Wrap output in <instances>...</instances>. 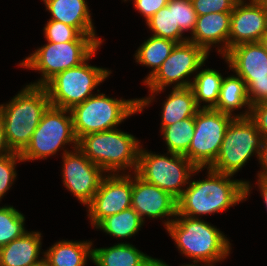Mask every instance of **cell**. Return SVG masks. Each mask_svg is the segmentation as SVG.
<instances>
[{"label": "cell", "instance_id": "obj_1", "mask_svg": "<svg viewBox=\"0 0 267 266\" xmlns=\"http://www.w3.org/2000/svg\"><path fill=\"white\" fill-rule=\"evenodd\" d=\"M207 170L206 179L189 181V186L177 199V214L199 218L203 214L219 213L250 195L249 181L231 180L233 175Z\"/></svg>", "mask_w": 267, "mask_h": 266}, {"label": "cell", "instance_id": "obj_2", "mask_svg": "<svg viewBox=\"0 0 267 266\" xmlns=\"http://www.w3.org/2000/svg\"><path fill=\"white\" fill-rule=\"evenodd\" d=\"M166 230L180 252L193 259L194 265L220 262L229 256L232 249L223 232L199 218L177 214Z\"/></svg>", "mask_w": 267, "mask_h": 266}, {"label": "cell", "instance_id": "obj_3", "mask_svg": "<svg viewBox=\"0 0 267 266\" xmlns=\"http://www.w3.org/2000/svg\"><path fill=\"white\" fill-rule=\"evenodd\" d=\"M49 106L46 89L32 85H26L10 102L0 104L5 138L12 152L20 154L26 148Z\"/></svg>", "mask_w": 267, "mask_h": 266}, {"label": "cell", "instance_id": "obj_4", "mask_svg": "<svg viewBox=\"0 0 267 266\" xmlns=\"http://www.w3.org/2000/svg\"><path fill=\"white\" fill-rule=\"evenodd\" d=\"M78 148L105 173L119 174L132 168L136 172L141 145L132 134L115 128L82 136Z\"/></svg>", "mask_w": 267, "mask_h": 266}, {"label": "cell", "instance_id": "obj_5", "mask_svg": "<svg viewBox=\"0 0 267 266\" xmlns=\"http://www.w3.org/2000/svg\"><path fill=\"white\" fill-rule=\"evenodd\" d=\"M77 140L82 136L115 129L126 118L138 112V99L110 98L95 94L71 110Z\"/></svg>", "mask_w": 267, "mask_h": 266}, {"label": "cell", "instance_id": "obj_6", "mask_svg": "<svg viewBox=\"0 0 267 266\" xmlns=\"http://www.w3.org/2000/svg\"><path fill=\"white\" fill-rule=\"evenodd\" d=\"M208 56L209 54L202 47L192 42L176 44L161 67L144 83L148 86L151 97L149 95L138 99V112H142L144 107L149 106L154 96L167 86L176 83L173 88H189L192 80H184V78L198 72L197 70L203 67Z\"/></svg>", "mask_w": 267, "mask_h": 266}, {"label": "cell", "instance_id": "obj_7", "mask_svg": "<svg viewBox=\"0 0 267 266\" xmlns=\"http://www.w3.org/2000/svg\"><path fill=\"white\" fill-rule=\"evenodd\" d=\"M103 41H70L53 43L36 49L34 53L26 57L19 66L41 72V78L29 85L44 86L58 73L77 67L85 62Z\"/></svg>", "mask_w": 267, "mask_h": 266}, {"label": "cell", "instance_id": "obj_8", "mask_svg": "<svg viewBox=\"0 0 267 266\" xmlns=\"http://www.w3.org/2000/svg\"><path fill=\"white\" fill-rule=\"evenodd\" d=\"M94 55L95 52L81 65L58 73L43 86L50 106L71 110L94 95L92 91L111 73L105 68L87 63Z\"/></svg>", "mask_w": 267, "mask_h": 266}, {"label": "cell", "instance_id": "obj_9", "mask_svg": "<svg viewBox=\"0 0 267 266\" xmlns=\"http://www.w3.org/2000/svg\"><path fill=\"white\" fill-rule=\"evenodd\" d=\"M170 154V157L168 156ZM202 168H196L184 155L167 152L164 155L140 148L136 174L178 199L189 179Z\"/></svg>", "mask_w": 267, "mask_h": 266}, {"label": "cell", "instance_id": "obj_10", "mask_svg": "<svg viewBox=\"0 0 267 266\" xmlns=\"http://www.w3.org/2000/svg\"><path fill=\"white\" fill-rule=\"evenodd\" d=\"M263 137L249 118H233L226 128L221 148L209 169L234 175L251 156L259 158Z\"/></svg>", "mask_w": 267, "mask_h": 266}, {"label": "cell", "instance_id": "obj_11", "mask_svg": "<svg viewBox=\"0 0 267 266\" xmlns=\"http://www.w3.org/2000/svg\"><path fill=\"white\" fill-rule=\"evenodd\" d=\"M72 143L74 150L78 147V140L73 129L71 111L49 106L20 156L23 162L46 159L56 154L59 149H63L64 145Z\"/></svg>", "mask_w": 267, "mask_h": 266}, {"label": "cell", "instance_id": "obj_12", "mask_svg": "<svg viewBox=\"0 0 267 266\" xmlns=\"http://www.w3.org/2000/svg\"><path fill=\"white\" fill-rule=\"evenodd\" d=\"M233 118L214 109L201 108L196 112L194 135L184 155L196 168H209L214 163Z\"/></svg>", "mask_w": 267, "mask_h": 266}, {"label": "cell", "instance_id": "obj_13", "mask_svg": "<svg viewBox=\"0 0 267 266\" xmlns=\"http://www.w3.org/2000/svg\"><path fill=\"white\" fill-rule=\"evenodd\" d=\"M229 68L247 87L251 105L267 102V52L259 42L232 47L224 56Z\"/></svg>", "mask_w": 267, "mask_h": 266}, {"label": "cell", "instance_id": "obj_14", "mask_svg": "<svg viewBox=\"0 0 267 266\" xmlns=\"http://www.w3.org/2000/svg\"><path fill=\"white\" fill-rule=\"evenodd\" d=\"M105 174L92 201L87 205L88 218L95 227L107 216L131 208L133 177L131 174Z\"/></svg>", "mask_w": 267, "mask_h": 266}, {"label": "cell", "instance_id": "obj_15", "mask_svg": "<svg viewBox=\"0 0 267 266\" xmlns=\"http://www.w3.org/2000/svg\"><path fill=\"white\" fill-rule=\"evenodd\" d=\"M62 155L64 186L82 204L87 206L105 176L103 175L104 171L92 163L78 147L74 151L64 150Z\"/></svg>", "mask_w": 267, "mask_h": 266}, {"label": "cell", "instance_id": "obj_16", "mask_svg": "<svg viewBox=\"0 0 267 266\" xmlns=\"http://www.w3.org/2000/svg\"><path fill=\"white\" fill-rule=\"evenodd\" d=\"M239 0L230 19L229 50L243 43L259 42L267 31V7L262 0Z\"/></svg>", "mask_w": 267, "mask_h": 266}, {"label": "cell", "instance_id": "obj_17", "mask_svg": "<svg viewBox=\"0 0 267 266\" xmlns=\"http://www.w3.org/2000/svg\"><path fill=\"white\" fill-rule=\"evenodd\" d=\"M133 189L131 198V207L139 214L144 222L145 216L152 219L167 217L163 222L165 228L171 223L168 220L177 215V199L170 193L160 189L158 186L150 184L133 173Z\"/></svg>", "mask_w": 267, "mask_h": 266}, {"label": "cell", "instance_id": "obj_18", "mask_svg": "<svg viewBox=\"0 0 267 266\" xmlns=\"http://www.w3.org/2000/svg\"><path fill=\"white\" fill-rule=\"evenodd\" d=\"M231 12H212L198 16L192 36H188V41L202 47L210 54L213 44H221L217 47L219 54L224 56L229 51Z\"/></svg>", "mask_w": 267, "mask_h": 266}, {"label": "cell", "instance_id": "obj_19", "mask_svg": "<svg viewBox=\"0 0 267 266\" xmlns=\"http://www.w3.org/2000/svg\"><path fill=\"white\" fill-rule=\"evenodd\" d=\"M51 13L49 20L75 27L83 35H96L85 0H43Z\"/></svg>", "mask_w": 267, "mask_h": 266}, {"label": "cell", "instance_id": "obj_20", "mask_svg": "<svg viewBox=\"0 0 267 266\" xmlns=\"http://www.w3.org/2000/svg\"><path fill=\"white\" fill-rule=\"evenodd\" d=\"M41 233L26 232L0 248V266H33L44 257H39ZM41 258V259H39Z\"/></svg>", "mask_w": 267, "mask_h": 266}, {"label": "cell", "instance_id": "obj_21", "mask_svg": "<svg viewBox=\"0 0 267 266\" xmlns=\"http://www.w3.org/2000/svg\"><path fill=\"white\" fill-rule=\"evenodd\" d=\"M243 106L247 108L244 111L245 113L242 112L237 115L232 113L235 110L242 109ZM250 107L245 81L237 75L223 77L219 99L213 109L234 118H246L249 117Z\"/></svg>", "mask_w": 267, "mask_h": 266}, {"label": "cell", "instance_id": "obj_22", "mask_svg": "<svg viewBox=\"0 0 267 266\" xmlns=\"http://www.w3.org/2000/svg\"><path fill=\"white\" fill-rule=\"evenodd\" d=\"M91 247V241L62 240L47 249L43 256L50 266H85L88 258L92 261Z\"/></svg>", "mask_w": 267, "mask_h": 266}, {"label": "cell", "instance_id": "obj_23", "mask_svg": "<svg viewBox=\"0 0 267 266\" xmlns=\"http://www.w3.org/2000/svg\"><path fill=\"white\" fill-rule=\"evenodd\" d=\"M153 257L147 256L130 243H117L94 248L92 261L96 266H145Z\"/></svg>", "mask_w": 267, "mask_h": 266}, {"label": "cell", "instance_id": "obj_24", "mask_svg": "<svg viewBox=\"0 0 267 266\" xmlns=\"http://www.w3.org/2000/svg\"><path fill=\"white\" fill-rule=\"evenodd\" d=\"M199 108L196 105L192 89L173 88L162 106L161 127L174 124L177 121L194 117Z\"/></svg>", "mask_w": 267, "mask_h": 266}, {"label": "cell", "instance_id": "obj_25", "mask_svg": "<svg viewBox=\"0 0 267 266\" xmlns=\"http://www.w3.org/2000/svg\"><path fill=\"white\" fill-rule=\"evenodd\" d=\"M223 76L215 69H202L196 73L190 88L195 97L196 105L201 109V103H207L202 106V109H213L219 99L221 82Z\"/></svg>", "mask_w": 267, "mask_h": 266}, {"label": "cell", "instance_id": "obj_26", "mask_svg": "<svg viewBox=\"0 0 267 266\" xmlns=\"http://www.w3.org/2000/svg\"><path fill=\"white\" fill-rule=\"evenodd\" d=\"M176 44L172 40L152 35L139 46L135 53L136 62L152 69L145 77L144 83L161 67V64L170 55Z\"/></svg>", "mask_w": 267, "mask_h": 266}, {"label": "cell", "instance_id": "obj_27", "mask_svg": "<svg viewBox=\"0 0 267 266\" xmlns=\"http://www.w3.org/2000/svg\"><path fill=\"white\" fill-rule=\"evenodd\" d=\"M143 223L139 214L131 207L117 214L107 216L95 228L101 229L113 237L127 239L135 236Z\"/></svg>", "mask_w": 267, "mask_h": 266}, {"label": "cell", "instance_id": "obj_28", "mask_svg": "<svg viewBox=\"0 0 267 266\" xmlns=\"http://www.w3.org/2000/svg\"><path fill=\"white\" fill-rule=\"evenodd\" d=\"M195 130V116L161 127L169 153L185 155L190 147Z\"/></svg>", "mask_w": 267, "mask_h": 266}, {"label": "cell", "instance_id": "obj_29", "mask_svg": "<svg viewBox=\"0 0 267 266\" xmlns=\"http://www.w3.org/2000/svg\"><path fill=\"white\" fill-rule=\"evenodd\" d=\"M146 24L152 30L153 36L169 39L177 44L188 41L187 37H183L182 30L175 27L174 0H169L167 6L149 18Z\"/></svg>", "mask_w": 267, "mask_h": 266}, {"label": "cell", "instance_id": "obj_30", "mask_svg": "<svg viewBox=\"0 0 267 266\" xmlns=\"http://www.w3.org/2000/svg\"><path fill=\"white\" fill-rule=\"evenodd\" d=\"M24 215L13 206L0 207V248L24 235Z\"/></svg>", "mask_w": 267, "mask_h": 266}, {"label": "cell", "instance_id": "obj_31", "mask_svg": "<svg viewBox=\"0 0 267 266\" xmlns=\"http://www.w3.org/2000/svg\"><path fill=\"white\" fill-rule=\"evenodd\" d=\"M44 35L48 42L61 43L70 41H103L97 35H83L75 27L49 20L44 27Z\"/></svg>", "mask_w": 267, "mask_h": 266}, {"label": "cell", "instance_id": "obj_32", "mask_svg": "<svg viewBox=\"0 0 267 266\" xmlns=\"http://www.w3.org/2000/svg\"><path fill=\"white\" fill-rule=\"evenodd\" d=\"M19 161L22 162L23 160L16 152L0 156V200L10 190L9 188L17 178L15 166Z\"/></svg>", "mask_w": 267, "mask_h": 266}, {"label": "cell", "instance_id": "obj_33", "mask_svg": "<svg viewBox=\"0 0 267 266\" xmlns=\"http://www.w3.org/2000/svg\"><path fill=\"white\" fill-rule=\"evenodd\" d=\"M175 27L182 32L190 31L191 35L195 29L197 14L191 0H174Z\"/></svg>", "mask_w": 267, "mask_h": 266}, {"label": "cell", "instance_id": "obj_34", "mask_svg": "<svg viewBox=\"0 0 267 266\" xmlns=\"http://www.w3.org/2000/svg\"><path fill=\"white\" fill-rule=\"evenodd\" d=\"M197 16L212 12H232L239 0H191Z\"/></svg>", "mask_w": 267, "mask_h": 266}, {"label": "cell", "instance_id": "obj_35", "mask_svg": "<svg viewBox=\"0 0 267 266\" xmlns=\"http://www.w3.org/2000/svg\"><path fill=\"white\" fill-rule=\"evenodd\" d=\"M249 118L262 134L263 139H267V102L251 105Z\"/></svg>", "mask_w": 267, "mask_h": 266}, {"label": "cell", "instance_id": "obj_36", "mask_svg": "<svg viewBox=\"0 0 267 266\" xmlns=\"http://www.w3.org/2000/svg\"><path fill=\"white\" fill-rule=\"evenodd\" d=\"M127 1V0H124ZM169 0H133L134 7L140 12L147 21L161 8L167 6Z\"/></svg>", "mask_w": 267, "mask_h": 266}, {"label": "cell", "instance_id": "obj_37", "mask_svg": "<svg viewBox=\"0 0 267 266\" xmlns=\"http://www.w3.org/2000/svg\"><path fill=\"white\" fill-rule=\"evenodd\" d=\"M259 163L262 166L258 178L267 179V139H263L262 148L259 153Z\"/></svg>", "mask_w": 267, "mask_h": 266}, {"label": "cell", "instance_id": "obj_38", "mask_svg": "<svg viewBox=\"0 0 267 266\" xmlns=\"http://www.w3.org/2000/svg\"><path fill=\"white\" fill-rule=\"evenodd\" d=\"M10 153H13V152L9 148L6 138H5L3 116L0 111V156L8 155Z\"/></svg>", "mask_w": 267, "mask_h": 266}, {"label": "cell", "instance_id": "obj_39", "mask_svg": "<svg viewBox=\"0 0 267 266\" xmlns=\"http://www.w3.org/2000/svg\"><path fill=\"white\" fill-rule=\"evenodd\" d=\"M257 182L258 188L261 191L260 195H262L267 210V179L258 178Z\"/></svg>", "mask_w": 267, "mask_h": 266}, {"label": "cell", "instance_id": "obj_40", "mask_svg": "<svg viewBox=\"0 0 267 266\" xmlns=\"http://www.w3.org/2000/svg\"><path fill=\"white\" fill-rule=\"evenodd\" d=\"M145 266H169L162 260L152 258Z\"/></svg>", "mask_w": 267, "mask_h": 266}, {"label": "cell", "instance_id": "obj_41", "mask_svg": "<svg viewBox=\"0 0 267 266\" xmlns=\"http://www.w3.org/2000/svg\"><path fill=\"white\" fill-rule=\"evenodd\" d=\"M259 43L265 49V51L267 52V31L260 38Z\"/></svg>", "mask_w": 267, "mask_h": 266}, {"label": "cell", "instance_id": "obj_42", "mask_svg": "<svg viewBox=\"0 0 267 266\" xmlns=\"http://www.w3.org/2000/svg\"><path fill=\"white\" fill-rule=\"evenodd\" d=\"M33 266H50L45 258L34 264Z\"/></svg>", "mask_w": 267, "mask_h": 266}, {"label": "cell", "instance_id": "obj_43", "mask_svg": "<svg viewBox=\"0 0 267 266\" xmlns=\"http://www.w3.org/2000/svg\"><path fill=\"white\" fill-rule=\"evenodd\" d=\"M182 266H200V265L186 264V265H182ZM204 266H206V264H204ZM207 266H214V264H207Z\"/></svg>", "mask_w": 267, "mask_h": 266}]
</instances>
